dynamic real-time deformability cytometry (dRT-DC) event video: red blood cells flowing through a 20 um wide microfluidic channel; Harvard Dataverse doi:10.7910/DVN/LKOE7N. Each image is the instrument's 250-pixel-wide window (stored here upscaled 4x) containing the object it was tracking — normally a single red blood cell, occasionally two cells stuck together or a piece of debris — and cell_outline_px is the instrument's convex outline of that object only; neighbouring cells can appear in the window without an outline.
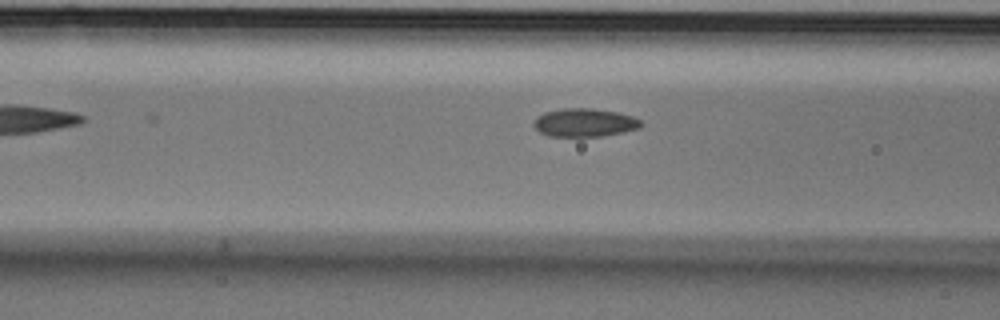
{"species": "Egyptian fruit bat (a non-hibernating species)", "species_latin": "Rousettus aegyptiacus", "temperature_condition": "cold", "stored_images_in_passage": 5, "camera_frame_rate_fps": 3000, "um_per_image_px": 0.085, "animal": {"sex": "male"}, "frame": {"image": 1, "passage_image": 5, "time_ms": 1.333, "image_size_px": [1000, 320], "cell_outline_px": [[644, 124], [640, 128], [600, 136], [548, 136], [540, 132], [532, 124], [536, 116], [544, 112], [560, 108], [592, 108], [616, 112], [632, 116], [640, 120]], "centroid_in_image_um": [49.65, 10.41], "position_along_channel_um": 116.9, "area_um2": 17.69}}